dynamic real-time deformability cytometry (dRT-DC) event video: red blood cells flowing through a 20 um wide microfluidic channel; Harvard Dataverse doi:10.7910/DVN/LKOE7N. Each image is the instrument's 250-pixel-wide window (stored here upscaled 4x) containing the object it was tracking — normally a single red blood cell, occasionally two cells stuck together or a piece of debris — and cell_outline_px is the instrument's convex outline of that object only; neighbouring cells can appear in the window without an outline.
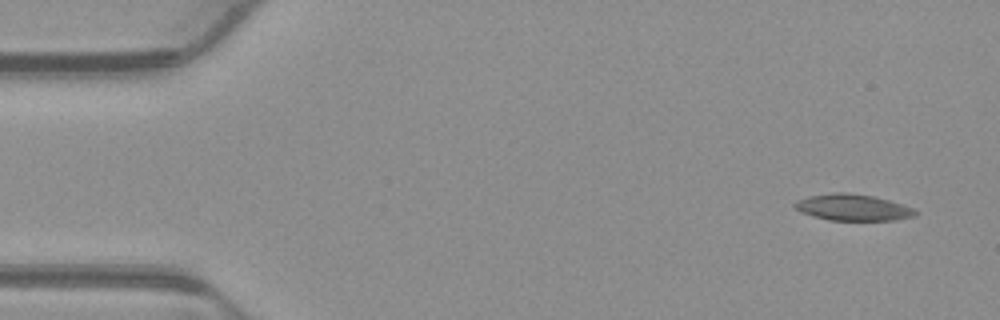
{"species": "common noctule bat (a hibernating species)", "species_latin": "Nyctalus noctula", "temperature_condition": "warm", "stored_images_in_passage": 51, "camera_frame_rate_fps": 3000, "um_per_image_px": 0.085, "animal": {"sex": "male", "body_mass_g": 23.1, "forearm_length_mm": 52.7}, "frame": {"image": 1, "passage_image": 1, "time_ms": 0.0, "image_size_px": [1000, 320], "cell_outline_px": [[920, 212], [916, 216], [896, 220], [828, 220], [812, 216], [800, 212], [792, 208], [792, 204], [796, 200], [808, 196], [836, 192], [844, 192], [872, 196], [888, 200], [912, 208]], "centroid_in_image_um": [72.44, 17.64], "position_along_channel_um": 12.6, "area_um2": 18.67}}
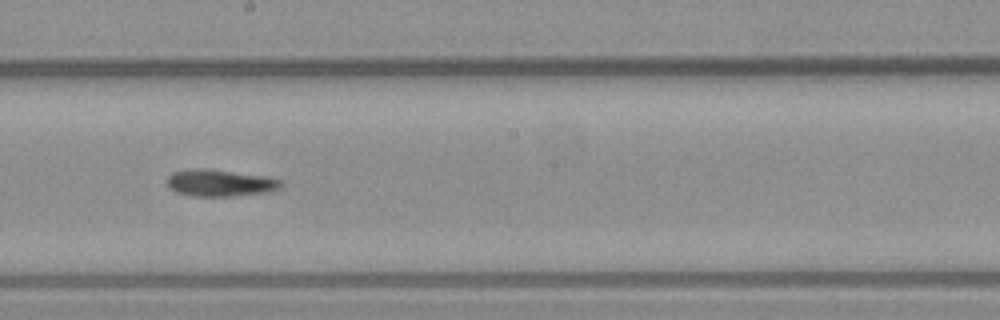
{"frame": {"image": 2, "passage_image": 27, "time_ms": 8.667, "image_size_px": [1000, 320], "cell_outline_px": [[284, 184], [280, 188], [272, 192], [232, 196], [192, 196], [176, 192], [168, 188], [168, 176], [172, 172], [192, 168], [208, 168], [264, 176], [280, 180]], "centroid_in_image_um": [18.7, 15.55], "position_along_channel_um": 229.5, "area_um2": 18.03}}
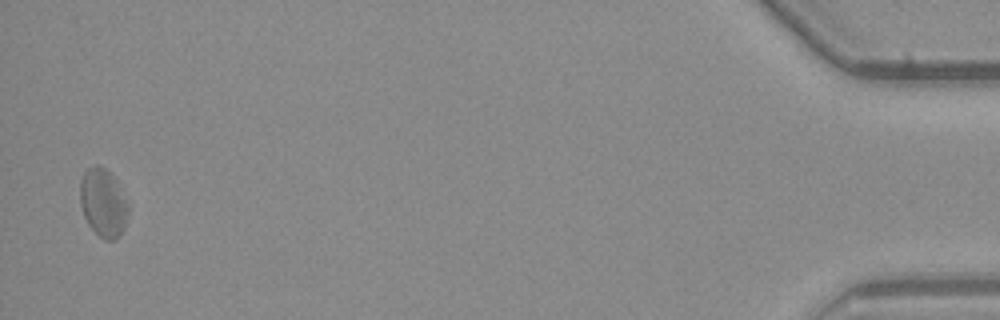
{"frame": {"image": 3, "passage_image": 50, "time_ms": 16.333, "image_size_px": [1000, 320], "cell_outline_px": [[128, 216], [124, 228], [120, 236], [116, 240], [104, 240], [88, 224], [84, 216], [80, 204], [80, 180], [84, 172], [88, 168], [96, 164], [100, 164], [116, 180], [128, 208]], "centroid_in_image_um": [8.75, 17.25], "position_along_channel_um": 426.4, "area_um2": 19.02}, "authors_computed_cell_mechanics": {"area_um2": 17.9758, "velocity_mm_per_s": 3.8503, "shape_relaxation_time_tau1_ms": 6.4095, "shape_relaxation_time_tau2_ms": null, "deformation_change_tau1": 0.129, "deformation_change_tau2": null}}